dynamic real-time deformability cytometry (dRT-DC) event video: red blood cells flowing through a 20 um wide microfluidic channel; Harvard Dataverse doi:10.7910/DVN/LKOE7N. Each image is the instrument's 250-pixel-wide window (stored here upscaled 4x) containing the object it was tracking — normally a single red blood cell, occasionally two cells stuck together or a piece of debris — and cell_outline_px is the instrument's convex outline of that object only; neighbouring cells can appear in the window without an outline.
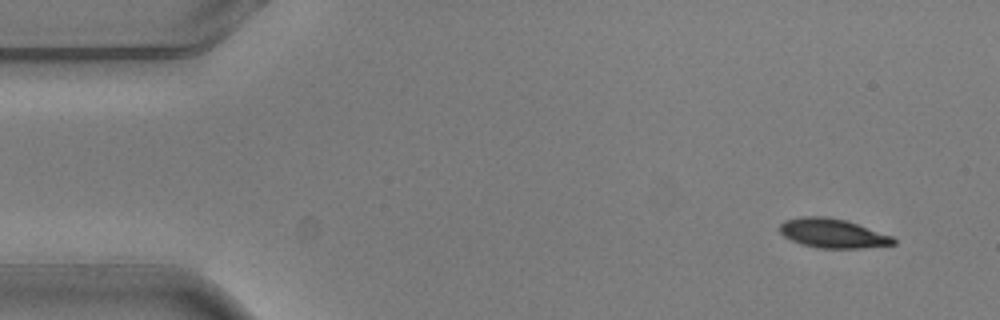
{"species": "common noctule bat (a hibernating species)", "species_latin": "Nyctalus noctula", "temperature_condition": "warm", "stored_images_in_passage": 4, "camera_frame_rate_fps": 3000, "um_per_image_px": 0.085, "animal": {"sex": "male", "body_mass_g": 20.5, "forearm_length_mm": 52.5}, "frame": {"image": 1, "passage_image": 1, "time_ms": 0.0, "image_size_px": [1000, 320], "cell_outline_px": [[896, 244], [860, 248], [816, 248], [800, 244], [784, 236], [780, 232], [780, 224], [784, 220], [800, 216], [824, 216], [848, 220], [892, 236], [896, 240]], "centroid_in_image_um": [70.77, 19.82], "position_along_channel_um": 14.2, "area_um2": 19.54}}
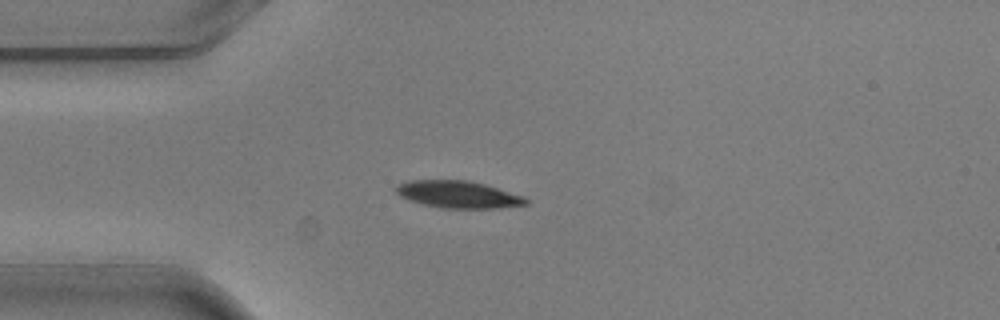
{"frame": {"image": 2, "passage_image": 4, "time_ms": 1.0, "image_size_px": [1000, 320], "cell_outline_px": [[528, 204], [496, 208], [440, 208], [408, 200], [400, 196], [396, 192], [396, 184], [408, 180], [468, 180], [484, 184], [524, 196], [528, 200]], "centroid_in_image_um": [38.92, 16.52], "position_along_channel_um": 46.1, "area_um2": 20.52}}